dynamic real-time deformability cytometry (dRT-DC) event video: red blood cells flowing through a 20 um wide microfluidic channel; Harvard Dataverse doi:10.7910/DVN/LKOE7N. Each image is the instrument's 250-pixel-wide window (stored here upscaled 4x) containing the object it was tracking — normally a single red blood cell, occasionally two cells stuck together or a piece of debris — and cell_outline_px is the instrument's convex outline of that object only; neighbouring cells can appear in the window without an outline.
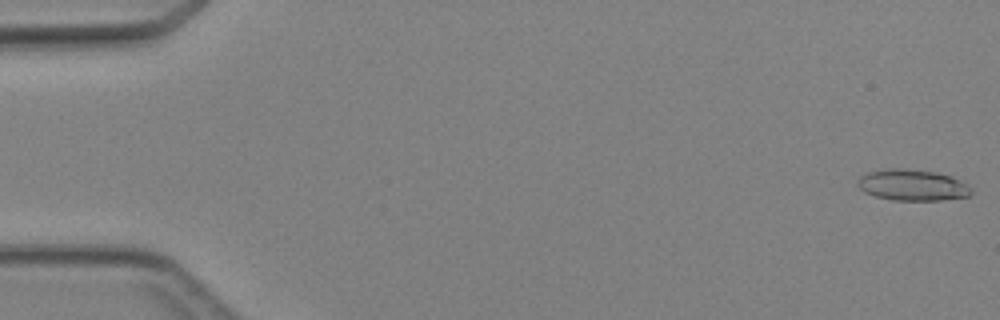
{"species": "Egyptian fruit bat (a non-hibernating species)", "species_latin": "Rousettus aegyptiacus", "temperature_condition": "cold", "stored_images_in_passage": 46, "camera_frame_rate_fps": 3000, "um_per_image_px": 0.085, "animal": {"sex": "female"}, "frame": {"image": 1, "passage_image": 1, "time_ms": 0.0, "image_size_px": [1000, 320], "cell_outline_px": [[972, 192], [968, 196], [940, 200], [892, 200], [876, 196], [864, 192], [856, 184], [856, 180], [860, 176], [868, 172], [884, 168], [904, 168], [936, 172], [952, 176], [968, 184], [972, 188]], "centroid_in_image_um": [77.54, 15.72], "position_along_channel_um": 7.5, "area_um2": 20.87}}
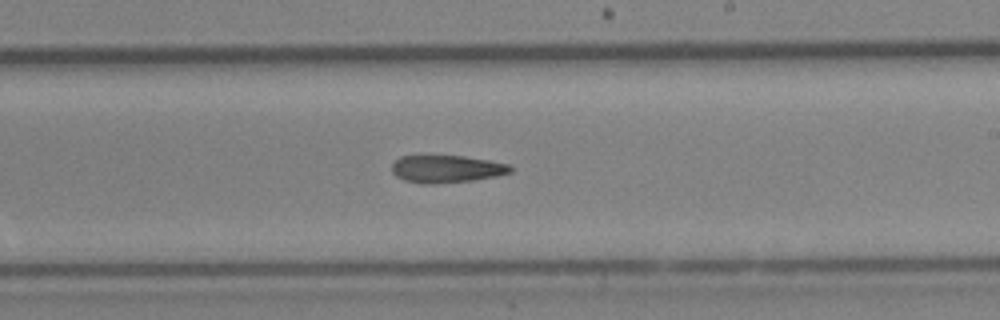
{"frame": {"image": 2, "passage_image": 28, "time_ms": 9.0, "image_size_px": [1000, 320], "cell_outline_px": [[512, 172], [496, 176], [472, 180], [432, 184], [424, 184], [404, 180], [396, 176], [392, 172], [392, 164], [400, 156], [464, 156], [488, 160], [508, 164], [512, 168]], "centroid_in_image_um": [37.94, 14.36], "position_along_channel_um": 251.1, "area_um2": 18.84}}
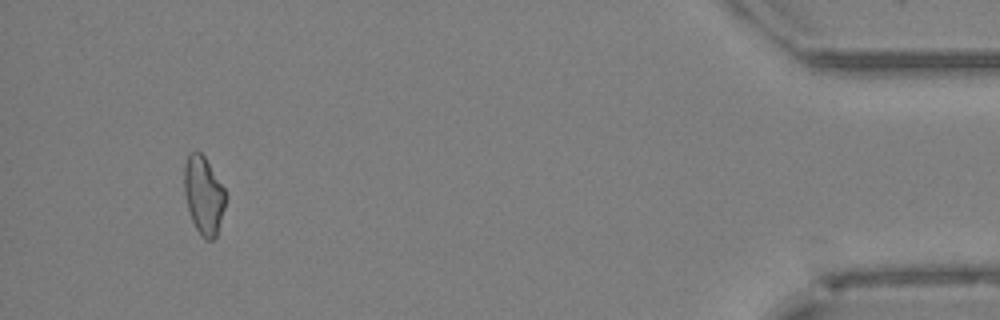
{"frame": {"image": 3, "passage_image": 44, "time_ms": 14.333, "image_size_px": [1000, 320], "cell_outline_px": [[228, 196], [216, 240], [204, 240], [196, 228], [192, 220], [188, 208], [184, 192], [184, 164], [188, 152], [196, 148], [204, 156], [224, 188]], "centroid_in_image_um": [17.32, 16.59], "position_along_channel_um": 417.9, "area_um2": 19.25}}